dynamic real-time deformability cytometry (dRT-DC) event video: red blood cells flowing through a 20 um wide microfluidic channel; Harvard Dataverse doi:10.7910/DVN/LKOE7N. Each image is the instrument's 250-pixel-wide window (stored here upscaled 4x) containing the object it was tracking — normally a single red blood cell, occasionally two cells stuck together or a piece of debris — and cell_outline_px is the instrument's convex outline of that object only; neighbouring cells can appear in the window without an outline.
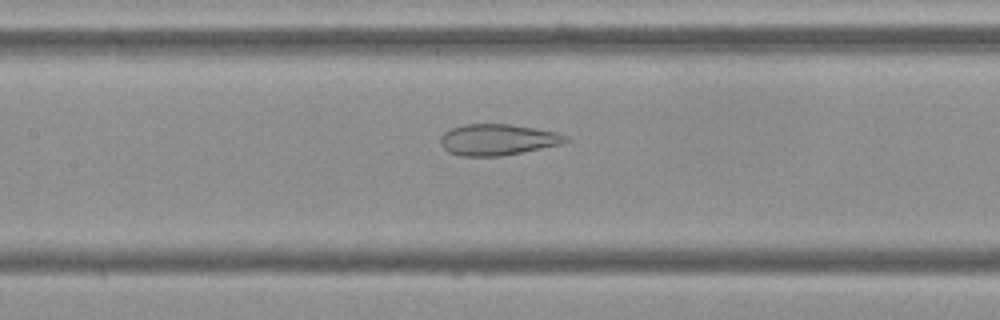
{"species": "Egyptian fruit bat (a non-hibernating species)", "species_latin": "Rousettus aegyptiacus", "temperature_condition": "cold", "stored_images_in_passage": 53, "camera_frame_rate_fps": 3000, "um_per_image_px": 0.085, "frame": {"image": 1, "passage_image": 24, "time_ms": 7.667, "image_size_px": [1000, 320], "cell_outline_px": [[568, 140], [564, 144], [500, 156], [460, 156], [448, 152], [440, 144], [440, 136], [444, 132], [452, 128], [464, 124], [508, 124], [536, 128], [560, 132], [568, 136]], "centroid_in_image_um": [42.32, 11.87], "position_along_channel_um": 165.1, "area_um2": 22.95}}
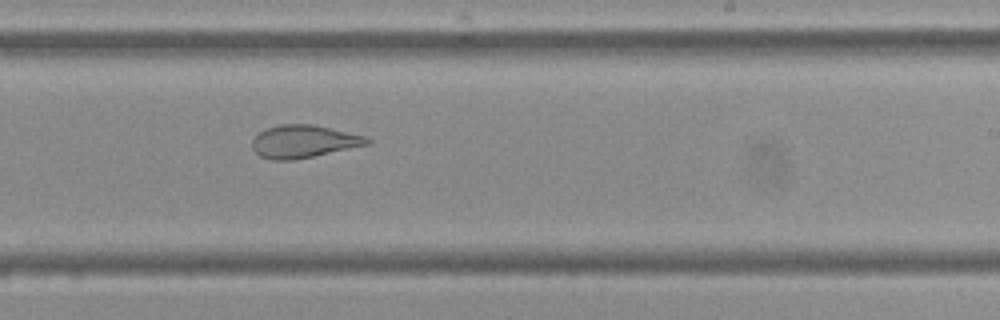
{"frame": {"image": 2, "passage_image": 32, "time_ms": 10.333, "image_size_px": [1000, 320], "cell_outline_px": [[372, 144], [292, 160], [268, 160], [260, 156], [252, 148], [252, 140], [264, 128], [280, 124], [312, 124], [364, 136], [372, 140]], "centroid_in_image_um": [25.79, 12.02], "position_along_channel_um": 263.2, "area_um2": 21.85}}
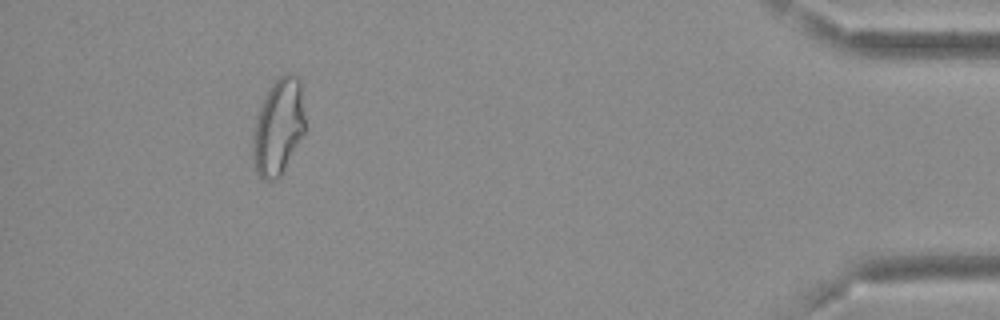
{"frame": {"image": 3, "passage_image": 49, "time_ms": 16.0, "image_size_px": [1000, 320], "cell_outline_px": [[304, 132], [280, 176], [276, 180], [264, 180], [256, 172], [252, 152], [252, 136], [256, 120], [260, 108], [272, 84], [284, 72], [288, 72], [296, 76], [300, 80], [304, 116]], "centroid_in_image_um": [23.65, 10.79], "position_along_channel_um": 411.6, "area_um2": 28.78}, "authors_computed_cell_mechanics": {"area_um2": 28.0908, "velocity_mm_per_s": 3.6929, "shape_relaxation_time_tau1_ms": null, "shape_relaxation_time_tau2_ms": 1.3694, "deformation_change_tau1": null, "deformation_change_tau2": 0.0989}}